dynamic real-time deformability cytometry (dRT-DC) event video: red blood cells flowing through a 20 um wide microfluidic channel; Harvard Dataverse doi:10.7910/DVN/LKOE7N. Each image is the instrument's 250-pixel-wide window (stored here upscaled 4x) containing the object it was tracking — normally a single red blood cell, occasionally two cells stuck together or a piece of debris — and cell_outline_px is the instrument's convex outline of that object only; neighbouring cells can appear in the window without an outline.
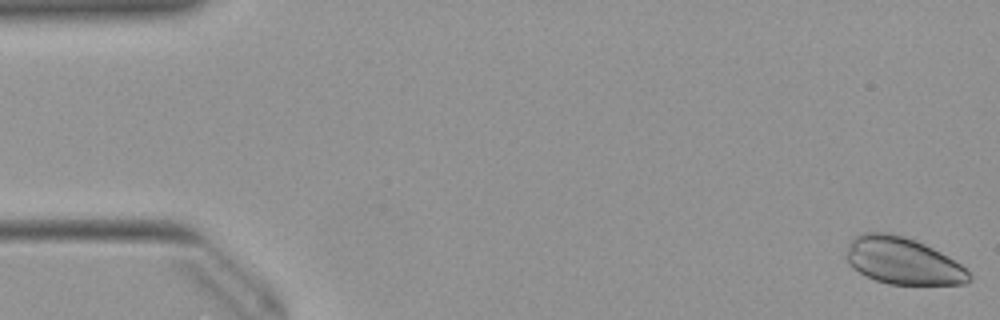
{"species": "Egyptian fruit bat (a non-hibernating species)", "species_latin": "Rousettus aegyptiacus", "temperature_condition": "warm", "stored_images_in_passage": 51, "camera_frame_rate_fps": 3000, "um_per_image_px": 0.085, "animal": {"sex": "female"}, "frame": {"image": 1, "passage_image": 1, "time_ms": 0.0, "image_size_px": [1000, 320], "cell_outline_px": [[972, 280], [964, 284], [888, 284], [864, 276], [852, 268], [848, 264], [848, 244], [856, 236], [864, 232], [888, 232], [904, 236], [916, 240], [940, 252], [960, 264], [972, 276]], "centroid_in_image_um": [76.72, 22.18], "position_along_channel_um": 8.3, "area_um2": 33.41}}
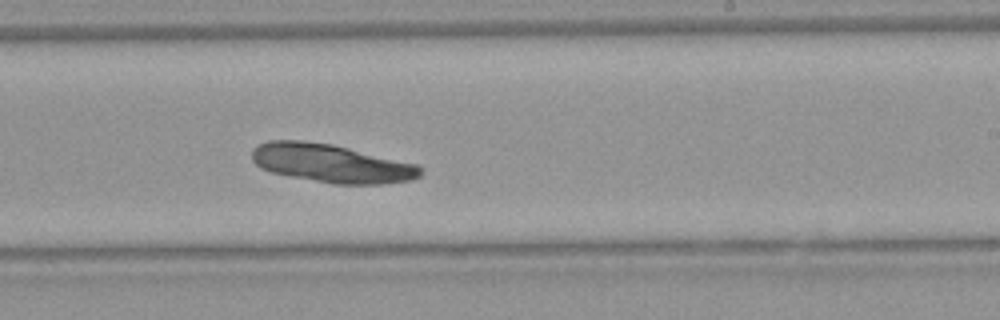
{"frame": {"image": 2, "passage_image": 31, "time_ms": 10.0, "image_size_px": [1000, 320], "cell_outline_px": [[420, 176], [412, 180], [380, 184], [336, 184], [288, 176], [272, 172], [260, 168], [252, 160], [252, 148], [256, 144], [268, 140], [300, 140], [332, 144], [420, 164]], "centroid_in_image_um": [28.15, 13.87], "position_along_channel_um": 260.9, "area_um2": 37.97}}
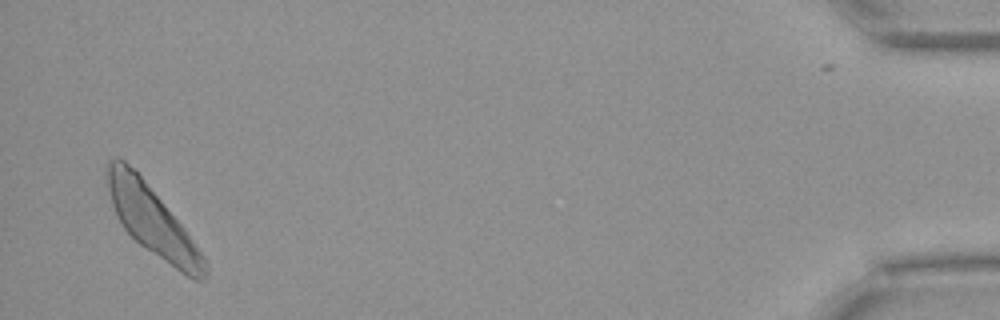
{"frame": {"image": 3, "passage_image": 50, "time_ms": 16.333, "image_size_px": [1000, 320], "cell_outline_px": [[208, 276], [204, 280], [192, 280], [180, 272], [140, 244], [124, 228], [112, 204], [108, 188], [108, 164], [116, 156], [124, 160], [144, 180], [184, 228], [204, 256], [208, 264]], "centroid_in_image_um": [13.0, 18.83], "position_along_channel_um": 422.2, "area_um2": 38.09}}